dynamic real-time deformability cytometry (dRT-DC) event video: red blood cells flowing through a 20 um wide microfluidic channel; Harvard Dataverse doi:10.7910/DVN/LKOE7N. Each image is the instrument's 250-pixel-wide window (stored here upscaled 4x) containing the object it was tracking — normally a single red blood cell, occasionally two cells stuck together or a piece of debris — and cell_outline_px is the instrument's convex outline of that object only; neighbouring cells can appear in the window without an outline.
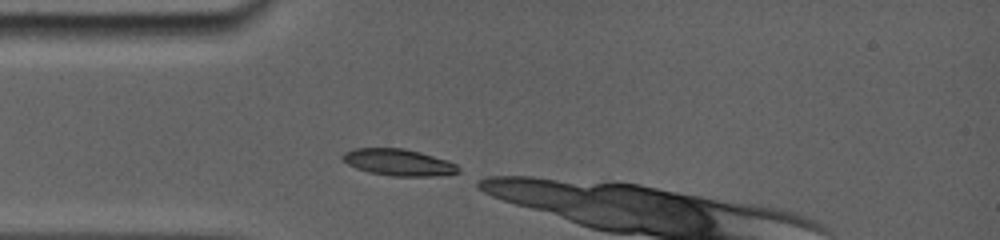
{"species": "common noctule bat (a hibernating species)", "species_latin": "Nyctalus noctula", "temperature_condition": "room temperature", "stored_images_in_passage": 7, "camera_frame_rate_fps": 5000, "um_per_image_px": 0.085, "animal": {"sex": "female", "body_mass_g": 19.0, "forearm_length_mm": 56.7}, "frame": {"image": 1, "passage_image": 1, "time_ms": 0.0, "image_size_px": [1000, 240], "cell_outline_px": [[460, 172], [436, 176], [392, 176], [368, 172], [356, 168], [348, 164], [340, 156], [344, 152], [356, 148], [400, 148], [432, 156], [456, 164], [460, 168]], "centroid_in_image_um": [33.83, 13.81], "position_along_channel_um": 51.2, "area_um2": 17.69}}
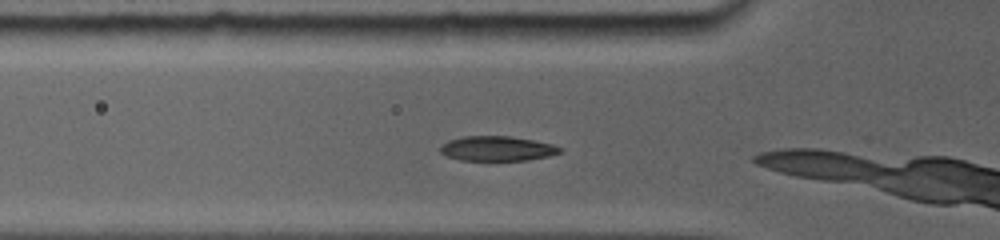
{"frame": {"image": 2, "passage_image": 4, "time_ms": 1.0, "image_size_px": [1000, 240], "cell_outline_px": [[560, 152], [548, 156], [528, 160], [460, 160], [448, 156], [440, 152], [440, 148], [448, 140], [464, 136], [508, 136], [532, 140], [552, 144], [560, 148]], "centroid_in_image_um": [42.23, 12.62], "position_along_channel_um": 83.6, "area_um2": 16.99}}